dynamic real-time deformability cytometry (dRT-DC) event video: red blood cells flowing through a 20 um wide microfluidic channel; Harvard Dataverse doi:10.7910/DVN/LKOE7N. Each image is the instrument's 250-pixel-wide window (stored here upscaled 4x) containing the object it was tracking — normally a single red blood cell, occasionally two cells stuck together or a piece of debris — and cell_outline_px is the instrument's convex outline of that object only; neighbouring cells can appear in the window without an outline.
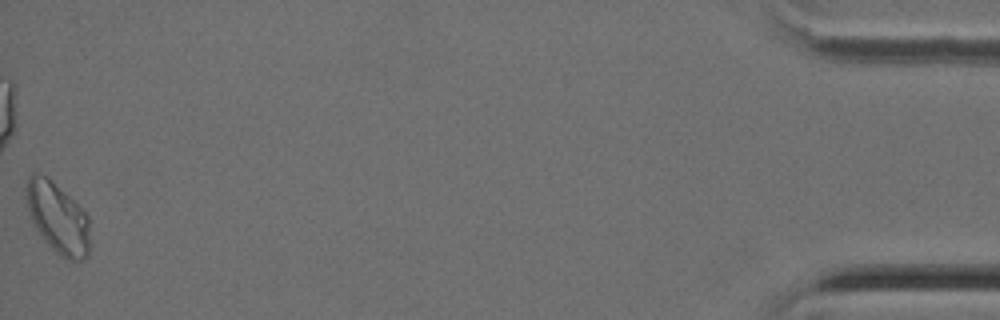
{"species": "Egyptian fruit bat (a non-hibernating species)", "species_latin": "Rousettus aegyptiacus", "temperature_condition": "cold", "stored_images_in_passage": 41, "camera_frame_rate_fps": 3000, "um_per_image_px": 0.085, "animal": {"sex": "female"}, "frame": {"image": 1, "passage_image": 41, "time_ms": 13.333, "image_size_px": [1000, 320], "cell_outline_px": [[88, 256], [84, 260], [68, 260], [60, 256], [44, 240], [32, 224], [24, 196], [24, 188], [28, 176], [32, 172], [36, 172], [44, 176], [68, 196], [88, 216]], "centroid_in_image_um": [4.84, 18.53], "position_along_channel_um": 430.4, "area_um2": 26.01}}